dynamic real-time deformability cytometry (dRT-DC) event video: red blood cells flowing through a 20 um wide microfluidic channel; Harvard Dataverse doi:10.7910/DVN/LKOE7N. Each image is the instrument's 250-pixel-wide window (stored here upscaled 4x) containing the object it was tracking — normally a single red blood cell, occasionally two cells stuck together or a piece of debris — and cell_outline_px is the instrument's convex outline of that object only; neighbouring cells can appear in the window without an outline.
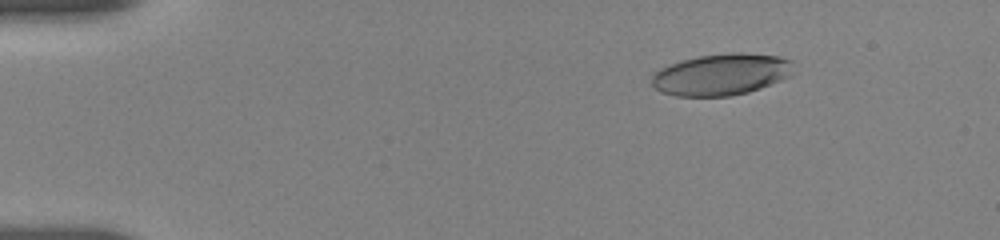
{"species": "human", "species_latin": "Homo sapiens", "temperature_condition": "room temperature", "stored_images_in_passage": 27, "camera_frame_rate_fps": 3000, "um_per_image_px": 0.085, "donor": {"sex": "female"}, "frame": {"image": 1, "passage_image": 4, "time_ms": 2.0, "image_size_px": [1000, 240], "cell_outline_px": [[792, 72], [788, 76], [780, 80], [760, 88], [748, 92], [732, 96], [676, 96], [660, 92], [652, 84], [652, 76], [660, 68], [680, 60], [696, 56], [728, 52], [740, 52], [780, 56], [792, 60]], "centroid_in_image_um": [61.3, 6.31], "position_along_channel_um": 23.7, "area_um2": 34.51}}
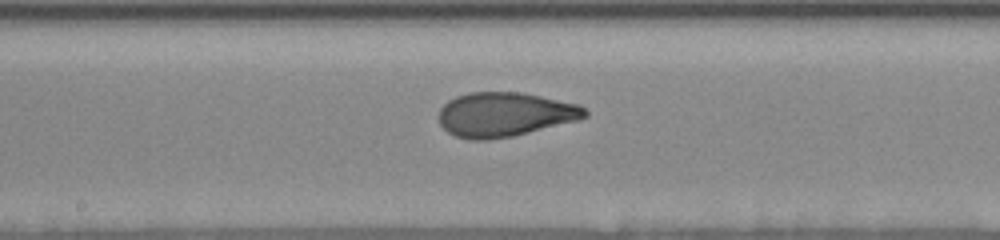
{"frame": {"image": 2, "passage_image": 15, "time_ms": 9.333, "image_size_px": [1000, 240], "cell_outline_px": [[588, 116], [580, 120], [512, 136], [488, 140], [472, 140], [456, 136], [448, 132], [440, 124], [440, 108], [448, 100], [456, 96], [472, 92], [520, 92], [580, 104], [588, 112]], "centroid_in_image_um": [42.93, 9.73], "position_along_channel_um": 205.3, "area_um2": 37.74}}
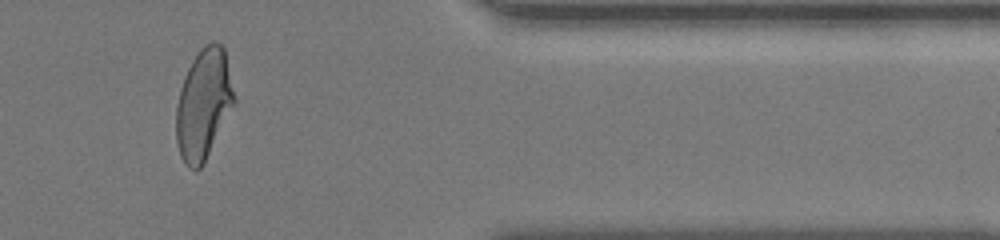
{"frame": {"image": 3, "passage_image": 23, "time_ms": 15.0, "image_size_px": [1000, 240], "cell_outline_px": [[236, 104], [204, 164], [196, 172], [188, 168], [180, 156], [176, 140], [176, 104], [180, 88], [184, 76], [192, 60], [200, 48], [204, 44], [212, 40], [216, 40], [224, 48], [236, 100]], "centroid_in_image_um": [17.31, 8.88], "position_along_channel_um": 394.1, "area_um2": 38.09}, "authors_computed_cell_mechanics": {"area_um2": 37.57, "velocity_mm_per_s": 3.6712, "shape_relaxation_time_tau1_ms": 4.7561, "shape_relaxation_time_tau2_ms": 1.0902, "deformation_change_tau1": 0.1752, "deformation_change_tau2": 0.0745}}